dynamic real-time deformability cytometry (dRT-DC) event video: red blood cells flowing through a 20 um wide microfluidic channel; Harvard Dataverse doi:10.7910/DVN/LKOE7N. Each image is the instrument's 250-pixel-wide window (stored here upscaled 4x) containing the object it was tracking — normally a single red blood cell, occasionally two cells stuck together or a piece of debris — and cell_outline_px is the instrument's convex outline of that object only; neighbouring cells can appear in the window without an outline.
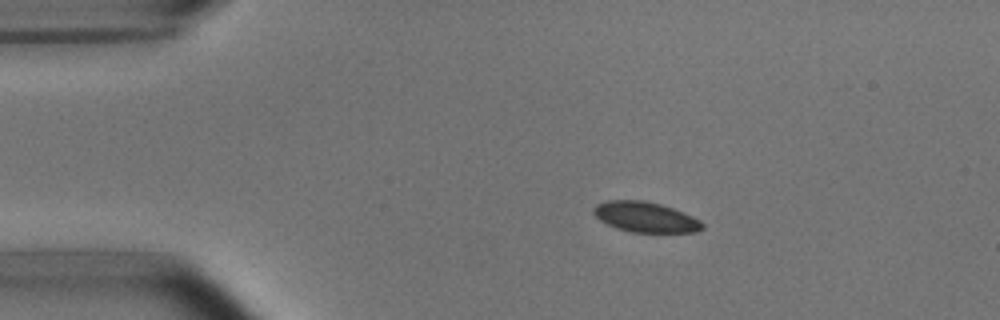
{"species": "common noctule bat (a hibernating species)", "species_latin": "Nyctalus noctula", "temperature_condition": "room temperature", "stored_images_in_passage": 5, "camera_frame_rate_fps": 3000, "um_per_image_px": 0.085, "animal": {"sex": "male", "body_mass_g": 15.6}, "frame": {"image": 1, "passage_image": 1, "time_ms": 0.0, "image_size_px": [1000, 320], "cell_outline_px": [[704, 228], [696, 232], [632, 232], [616, 228], [600, 220], [592, 212], [592, 208], [596, 204], [608, 200], [644, 200], [660, 204], [684, 212], [700, 220], [704, 224]], "centroid_in_image_um": [54.86, 18.44], "position_along_channel_um": 30.1, "area_um2": 19.25}}
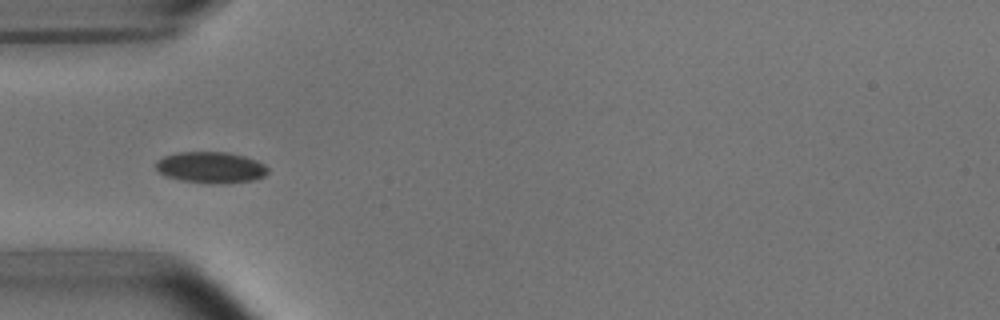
{"frame": {"image": 2, "passage_image": 3, "time_ms": 2.333, "image_size_px": [1000, 320], "cell_outline_px": [[268, 172], [264, 176], [256, 180], [220, 184], [212, 184], [180, 180], [168, 176], [160, 172], [156, 168], [156, 160], [164, 156], [176, 152], [228, 152], [244, 156], [256, 160], [264, 164], [268, 168]], "centroid_in_image_um": [17.94, 14.23], "position_along_channel_um": 67.1, "area_um2": 20.52}}
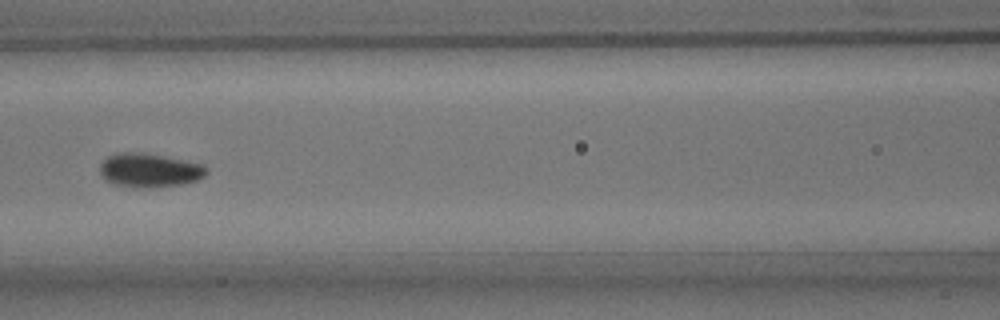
{"frame": {"image": 3, "passage_image": 5, "time_ms": 4.667, "image_size_px": [1000, 320], "cell_outline_px": [[208, 172], [204, 176], [196, 180], [180, 184], [140, 188], [112, 184], [104, 180], [100, 176], [100, 164], [108, 156], [120, 152], [140, 152], [204, 164], [208, 168]], "centroid_in_image_um": [12.67, 14.47], "position_along_channel_um": 153.9, "area_um2": 20.98}}